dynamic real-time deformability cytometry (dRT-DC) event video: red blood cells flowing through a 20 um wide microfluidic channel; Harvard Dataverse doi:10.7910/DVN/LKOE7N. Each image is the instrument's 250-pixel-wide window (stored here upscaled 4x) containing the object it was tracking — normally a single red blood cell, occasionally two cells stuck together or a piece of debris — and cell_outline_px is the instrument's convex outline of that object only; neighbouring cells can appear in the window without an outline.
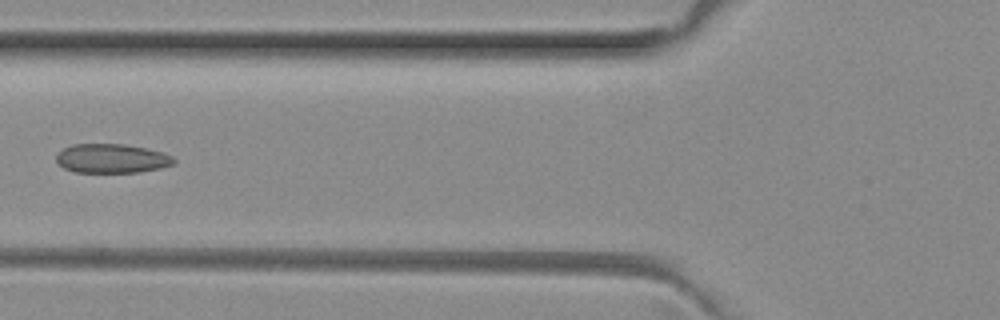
{"species": "common noctule bat (a hibernating species)", "species_latin": "Nyctalus noctula", "temperature_condition": "room temperature", "stored_images_in_passage": 6, "camera_frame_rate_fps": 3000, "um_per_image_px": 0.085, "animal": {"sex": "female", "body_mass_g": 29.2, "forearm_length_mm": 56.3}, "frame": {"image": 1, "passage_image": 6, "time_ms": 1.667, "image_size_px": [1000, 320], "cell_outline_px": [[176, 160], [172, 164], [160, 168], [140, 172], [76, 172], [64, 168], [56, 160], [56, 156], [64, 148], [72, 144], [124, 144], [164, 152], [172, 156]], "centroid_in_image_um": [9.51, 13.47], "position_along_channel_um": 116.3, "area_um2": 19.83}}